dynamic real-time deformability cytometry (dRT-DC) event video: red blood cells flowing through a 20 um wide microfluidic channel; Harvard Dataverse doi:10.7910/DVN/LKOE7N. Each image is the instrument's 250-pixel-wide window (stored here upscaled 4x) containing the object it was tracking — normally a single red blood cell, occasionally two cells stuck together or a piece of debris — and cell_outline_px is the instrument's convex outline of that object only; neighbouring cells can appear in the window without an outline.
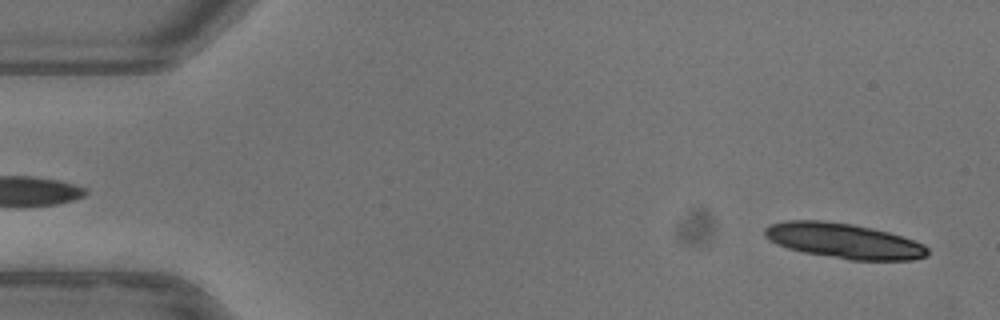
{"species": "common noctule bat (a hibernating species)", "species_latin": "Nyctalus noctula", "temperature_condition": "warm", "stored_images_in_passage": 16, "camera_frame_rate_fps": 3000, "um_per_image_px": 0.085, "animal": {"sex": "female"}, "frame": {"image": 1, "passage_image": 2, "time_ms": 0.333, "image_size_px": [1000, 320], "cell_outline_px": [[928, 256], [912, 260], [848, 260], [804, 252], [788, 248], [776, 244], [764, 236], [764, 228], [768, 224], [784, 220], [820, 220], [852, 224], [872, 228], [888, 232], [924, 244], [928, 248]], "centroid_in_image_um": [71.69, 20.47], "position_along_channel_um": 13.3, "area_um2": 33.47}}